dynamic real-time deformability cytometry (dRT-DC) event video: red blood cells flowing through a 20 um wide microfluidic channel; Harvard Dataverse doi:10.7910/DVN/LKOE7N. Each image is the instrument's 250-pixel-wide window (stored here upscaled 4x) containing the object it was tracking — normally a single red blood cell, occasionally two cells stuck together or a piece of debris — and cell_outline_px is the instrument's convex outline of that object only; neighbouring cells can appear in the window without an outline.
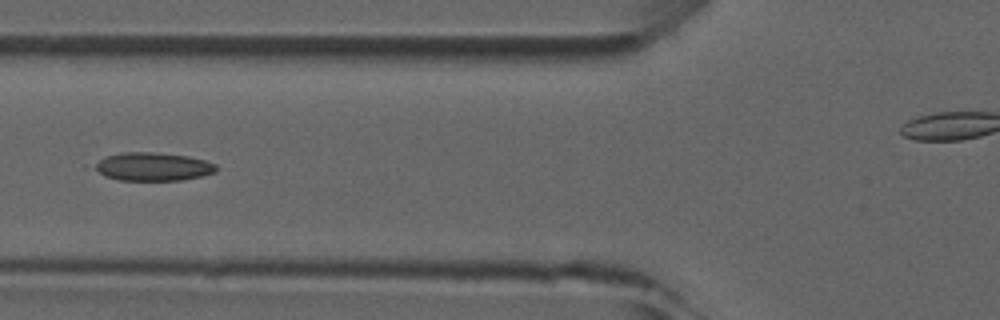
{"species": "common noctule bat (a hibernating species)", "species_latin": "Nyctalus noctula", "temperature_condition": "room temperature", "stored_images_in_passage": 6, "camera_frame_rate_fps": 3000, "um_per_image_px": 0.085, "animal": {"sex": "male", "forearm_length_mm": 52.5}, "frame": {"image": 1, "passage_image": 5, "time_ms": 5.333, "image_size_px": [1000, 320], "cell_outline_px": [[216, 172], [200, 176], [180, 180], [120, 180], [104, 176], [92, 168], [92, 164], [104, 156], [124, 152], [152, 152], [188, 156], [204, 160], [216, 164]], "centroid_in_image_um": [12.93, 14.16], "position_along_channel_um": 112.9, "area_um2": 20.11}}
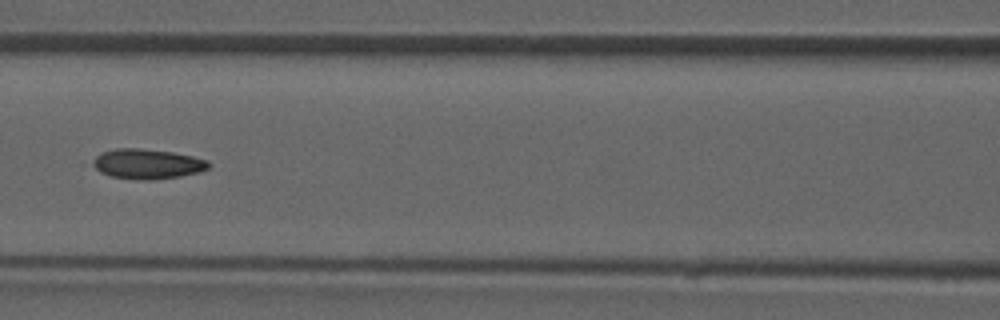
{"frame": {"image": 2, "passage_image": 6, "time_ms": 6.333, "image_size_px": [1000, 320], "cell_outline_px": [[212, 164], [208, 168], [200, 172], [180, 176], [152, 180], [144, 180], [112, 176], [100, 172], [92, 164], [96, 156], [100, 152], [116, 148], [140, 148], [172, 152], [192, 156], [208, 160]], "centroid_in_image_um": [12.55, 13.92], "position_along_channel_um": 154.1, "area_um2": 20.17}}